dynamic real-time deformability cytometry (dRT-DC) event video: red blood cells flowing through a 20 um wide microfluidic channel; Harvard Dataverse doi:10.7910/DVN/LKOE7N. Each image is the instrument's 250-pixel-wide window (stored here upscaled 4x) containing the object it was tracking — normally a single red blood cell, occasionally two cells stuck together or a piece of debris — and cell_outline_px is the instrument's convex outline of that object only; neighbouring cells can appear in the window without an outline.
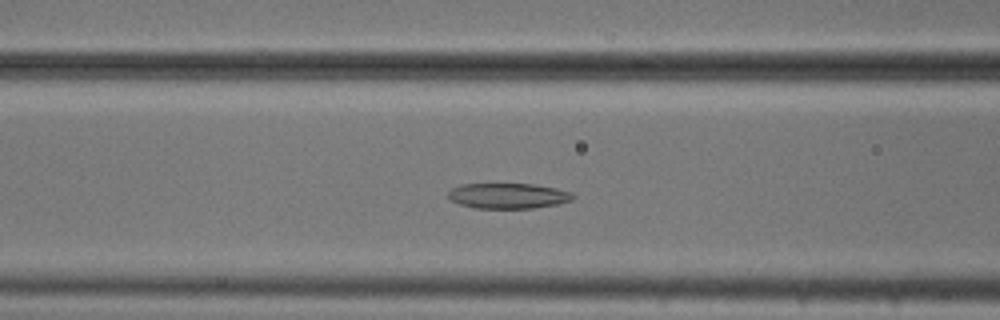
{"species": "common noctule bat (a hibernating species)", "species_latin": "Nyctalus noctula", "temperature_condition": "cold", "stored_images_in_passage": 46, "segment_of_instrument_passage": [1, 2], "camera_frame_rate_fps": 3000, "um_per_image_px": 0.085, "animal": {"sex": "male", "body_mass_g": 20.5, "forearm_length_mm": 52.5}, "frame": {"image": 1, "passage_image": 19, "time_ms": 6.0, "image_size_px": [1000, 320], "cell_outline_px": [[576, 196], [572, 200], [556, 204], [536, 208], [476, 208], [460, 204], [452, 200], [448, 196], [448, 192], [452, 188], [460, 184], [532, 184], [556, 188], [572, 192]], "centroid_in_image_um": [43.21, 16.64], "position_along_channel_um": 123.4, "area_um2": 18.44}}
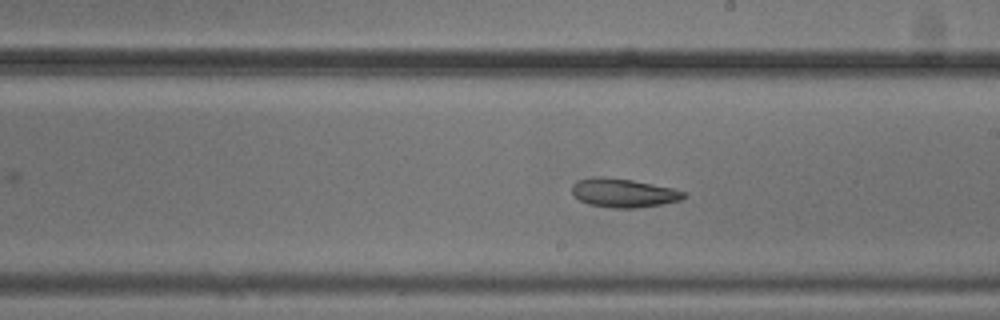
{"frame": {"image": 2, "passage_image": 28, "time_ms": 9.0, "image_size_px": [1000, 320], "cell_outline_px": [[688, 196], [680, 200], [660, 204], [636, 208], [612, 208], [588, 204], [580, 200], [572, 192], [572, 184], [576, 180], [592, 176], [604, 176], [632, 180], [672, 188], [684, 192]], "centroid_in_image_um": [52.96, 16.38], "position_along_channel_um": 236.0, "area_um2": 18.79}}
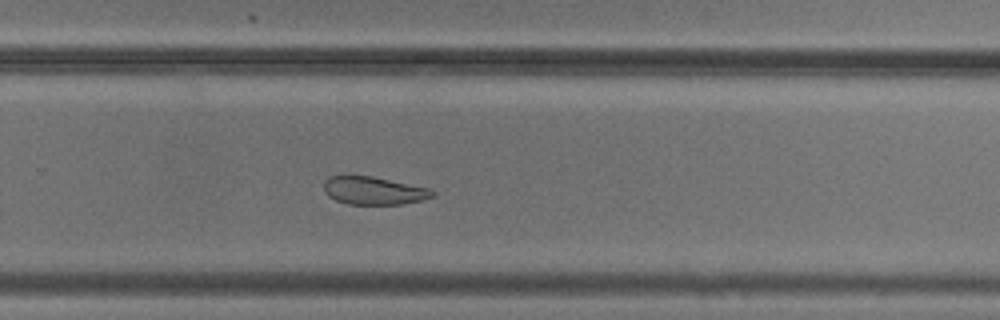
{"frame": {"image": 3, "passage_image": 33, "time_ms": 10.667, "image_size_px": [1000, 320], "cell_outline_px": [[436, 196], [424, 200], [400, 204], [348, 204], [336, 200], [328, 196], [324, 192], [324, 180], [328, 176], [372, 176], [428, 188], [436, 192]], "centroid_in_image_um": [31.77, 16.21], "position_along_channel_um": 298.0, "area_um2": 17.69}}